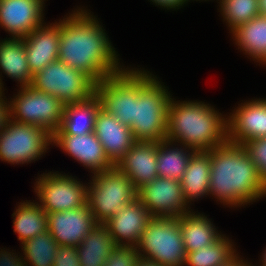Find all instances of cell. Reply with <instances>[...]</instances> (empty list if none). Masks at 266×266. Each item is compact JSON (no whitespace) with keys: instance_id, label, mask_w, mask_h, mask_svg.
I'll list each match as a JSON object with an SVG mask.
<instances>
[{"instance_id":"27","label":"cell","mask_w":266,"mask_h":266,"mask_svg":"<svg viewBox=\"0 0 266 266\" xmlns=\"http://www.w3.org/2000/svg\"><path fill=\"white\" fill-rule=\"evenodd\" d=\"M235 44L252 60L266 64V17L259 15L232 31Z\"/></svg>"},{"instance_id":"9","label":"cell","mask_w":266,"mask_h":266,"mask_svg":"<svg viewBox=\"0 0 266 266\" xmlns=\"http://www.w3.org/2000/svg\"><path fill=\"white\" fill-rule=\"evenodd\" d=\"M52 144V134L44 127L7 120L0 132V160L24 164L40 159Z\"/></svg>"},{"instance_id":"30","label":"cell","mask_w":266,"mask_h":266,"mask_svg":"<svg viewBox=\"0 0 266 266\" xmlns=\"http://www.w3.org/2000/svg\"><path fill=\"white\" fill-rule=\"evenodd\" d=\"M233 242L221 235L215 242L202 249L186 253L185 266H225L238 254ZM234 247V248H233Z\"/></svg>"},{"instance_id":"39","label":"cell","mask_w":266,"mask_h":266,"mask_svg":"<svg viewBox=\"0 0 266 266\" xmlns=\"http://www.w3.org/2000/svg\"><path fill=\"white\" fill-rule=\"evenodd\" d=\"M259 13L266 17V0H258Z\"/></svg>"},{"instance_id":"16","label":"cell","mask_w":266,"mask_h":266,"mask_svg":"<svg viewBox=\"0 0 266 266\" xmlns=\"http://www.w3.org/2000/svg\"><path fill=\"white\" fill-rule=\"evenodd\" d=\"M52 143L85 168L91 169L93 174L114 167L94 132L84 135L52 134Z\"/></svg>"},{"instance_id":"23","label":"cell","mask_w":266,"mask_h":266,"mask_svg":"<svg viewBox=\"0 0 266 266\" xmlns=\"http://www.w3.org/2000/svg\"><path fill=\"white\" fill-rule=\"evenodd\" d=\"M100 108L101 103L96 95L84 102L66 104L62 124L53 134L84 135L93 133Z\"/></svg>"},{"instance_id":"20","label":"cell","mask_w":266,"mask_h":266,"mask_svg":"<svg viewBox=\"0 0 266 266\" xmlns=\"http://www.w3.org/2000/svg\"><path fill=\"white\" fill-rule=\"evenodd\" d=\"M158 142L136 141L115 165L138 189L158 177Z\"/></svg>"},{"instance_id":"37","label":"cell","mask_w":266,"mask_h":266,"mask_svg":"<svg viewBox=\"0 0 266 266\" xmlns=\"http://www.w3.org/2000/svg\"><path fill=\"white\" fill-rule=\"evenodd\" d=\"M135 266H164L159 263H156L152 259L144 258L142 256H139V259L137 260Z\"/></svg>"},{"instance_id":"32","label":"cell","mask_w":266,"mask_h":266,"mask_svg":"<svg viewBox=\"0 0 266 266\" xmlns=\"http://www.w3.org/2000/svg\"><path fill=\"white\" fill-rule=\"evenodd\" d=\"M243 146L266 183V137L245 142Z\"/></svg>"},{"instance_id":"18","label":"cell","mask_w":266,"mask_h":266,"mask_svg":"<svg viewBox=\"0 0 266 266\" xmlns=\"http://www.w3.org/2000/svg\"><path fill=\"white\" fill-rule=\"evenodd\" d=\"M94 133L103 146L109 161L115 166L136 142L129 126L100 108Z\"/></svg>"},{"instance_id":"25","label":"cell","mask_w":266,"mask_h":266,"mask_svg":"<svg viewBox=\"0 0 266 266\" xmlns=\"http://www.w3.org/2000/svg\"><path fill=\"white\" fill-rule=\"evenodd\" d=\"M178 220L186 253L202 249L222 235L221 232L216 231L213 223L204 214H195V211H189L178 217Z\"/></svg>"},{"instance_id":"26","label":"cell","mask_w":266,"mask_h":266,"mask_svg":"<svg viewBox=\"0 0 266 266\" xmlns=\"http://www.w3.org/2000/svg\"><path fill=\"white\" fill-rule=\"evenodd\" d=\"M115 247L107 226L97 223L77 246L81 266H104Z\"/></svg>"},{"instance_id":"42","label":"cell","mask_w":266,"mask_h":266,"mask_svg":"<svg viewBox=\"0 0 266 266\" xmlns=\"http://www.w3.org/2000/svg\"><path fill=\"white\" fill-rule=\"evenodd\" d=\"M244 266H254V265L250 264V262L249 263L247 262Z\"/></svg>"},{"instance_id":"41","label":"cell","mask_w":266,"mask_h":266,"mask_svg":"<svg viewBox=\"0 0 266 266\" xmlns=\"http://www.w3.org/2000/svg\"><path fill=\"white\" fill-rule=\"evenodd\" d=\"M262 256H263L262 259H261L262 260L261 261L262 262L261 263L262 265H260V266H266V250L264 251V253L262 254Z\"/></svg>"},{"instance_id":"14","label":"cell","mask_w":266,"mask_h":266,"mask_svg":"<svg viewBox=\"0 0 266 266\" xmlns=\"http://www.w3.org/2000/svg\"><path fill=\"white\" fill-rule=\"evenodd\" d=\"M48 231L59 245L79 246L87 234L97 225L89 206L62 212H50Z\"/></svg>"},{"instance_id":"38","label":"cell","mask_w":266,"mask_h":266,"mask_svg":"<svg viewBox=\"0 0 266 266\" xmlns=\"http://www.w3.org/2000/svg\"><path fill=\"white\" fill-rule=\"evenodd\" d=\"M248 261L246 260H242V258L240 259L239 255L233 260L231 261L229 264L225 265V266H244Z\"/></svg>"},{"instance_id":"13","label":"cell","mask_w":266,"mask_h":266,"mask_svg":"<svg viewBox=\"0 0 266 266\" xmlns=\"http://www.w3.org/2000/svg\"><path fill=\"white\" fill-rule=\"evenodd\" d=\"M227 117V140L243 145L266 137V99H255L238 104Z\"/></svg>"},{"instance_id":"17","label":"cell","mask_w":266,"mask_h":266,"mask_svg":"<svg viewBox=\"0 0 266 266\" xmlns=\"http://www.w3.org/2000/svg\"><path fill=\"white\" fill-rule=\"evenodd\" d=\"M151 217L145 206L136 199L123 206L104 224L116 246H136Z\"/></svg>"},{"instance_id":"5","label":"cell","mask_w":266,"mask_h":266,"mask_svg":"<svg viewBox=\"0 0 266 266\" xmlns=\"http://www.w3.org/2000/svg\"><path fill=\"white\" fill-rule=\"evenodd\" d=\"M89 183L87 205L98 223H105L123 206L137 199L138 189L116 166L94 173Z\"/></svg>"},{"instance_id":"22","label":"cell","mask_w":266,"mask_h":266,"mask_svg":"<svg viewBox=\"0 0 266 266\" xmlns=\"http://www.w3.org/2000/svg\"><path fill=\"white\" fill-rule=\"evenodd\" d=\"M0 69L8 77L19 81L20 87L32 84L33 74L28 66L23 38H6L0 42ZM0 89L4 91L1 77Z\"/></svg>"},{"instance_id":"28","label":"cell","mask_w":266,"mask_h":266,"mask_svg":"<svg viewBox=\"0 0 266 266\" xmlns=\"http://www.w3.org/2000/svg\"><path fill=\"white\" fill-rule=\"evenodd\" d=\"M21 204V205H20ZM13 213L14 232L18 234L21 244L38 234L48 231V216L38 202H20Z\"/></svg>"},{"instance_id":"4","label":"cell","mask_w":266,"mask_h":266,"mask_svg":"<svg viewBox=\"0 0 266 266\" xmlns=\"http://www.w3.org/2000/svg\"><path fill=\"white\" fill-rule=\"evenodd\" d=\"M170 93L156 76L139 70V92L135 101L134 123L130 127L135 141L166 140Z\"/></svg>"},{"instance_id":"33","label":"cell","mask_w":266,"mask_h":266,"mask_svg":"<svg viewBox=\"0 0 266 266\" xmlns=\"http://www.w3.org/2000/svg\"><path fill=\"white\" fill-rule=\"evenodd\" d=\"M139 259L136 246H116L104 266H135Z\"/></svg>"},{"instance_id":"24","label":"cell","mask_w":266,"mask_h":266,"mask_svg":"<svg viewBox=\"0 0 266 266\" xmlns=\"http://www.w3.org/2000/svg\"><path fill=\"white\" fill-rule=\"evenodd\" d=\"M210 154L208 151H195L187 164L184 175L180 179L183 196L187 204L191 200L209 194Z\"/></svg>"},{"instance_id":"31","label":"cell","mask_w":266,"mask_h":266,"mask_svg":"<svg viewBox=\"0 0 266 266\" xmlns=\"http://www.w3.org/2000/svg\"><path fill=\"white\" fill-rule=\"evenodd\" d=\"M218 1V0H217ZM220 13L232 32L260 15L258 0H219Z\"/></svg>"},{"instance_id":"40","label":"cell","mask_w":266,"mask_h":266,"mask_svg":"<svg viewBox=\"0 0 266 266\" xmlns=\"http://www.w3.org/2000/svg\"><path fill=\"white\" fill-rule=\"evenodd\" d=\"M0 266H14L7 258L0 260Z\"/></svg>"},{"instance_id":"21","label":"cell","mask_w":266,"mask_h":266,"mask_svg":"<svg viewBox=\"0 0 266 266\" xmlns=\"http://www.w3.org/2000/svg\"><path fill=\"white\" fill-rule=\"evenodd\" d=\"M22 245L24 258L1 249L0 260L7 258L14 266H53L59 244L49 231L24 241Z\"/></svg>"},{"instance_id":"7","label":"cell","mask_w":266,"mask_h":266,"mask_svg":"<svg viewBox=\"0 0 266 266\" xmlns=\"http://www.w3.org/2000/svg\"><path fill=\"white\" fill-rule=\"evenodd\" d=\"M96 84L89 75L57 60L36 72L30 86L53 95L66 105L92 98L96 94Z\"/></svg>"},{"instance_id":"12","label":"cell","mask_w":266,"mask_h":266,"mask_svg":"<svg viewBox=\"0 0 266 266\" xmlns=\"http://www.w3.org/2000/svg\"><path fill=\"white\" fill-rule=\"evenodd\" d=\"M137 199L152 217H180L191 211L179 180L157 177L138 188Z\"/></svg>"},{"instance_id":"36","label":"cell","mask_w":266,"mask_h":266,"mask_svg":"<svg viewBox=\"0 0 266 266\" xmlns=\"http://www.w3.org/2000/svg\"><path fill=\"white\" fill-rule=\"evenodd\" d=\"M156 4V6L164 7L165 9H179V7L183 6L186 3V0H150Z\"/></svg>"},{"instance_id":"10","label":"cell","mask_w":266,"mask_h":266,"mask_svg":"<svg viewBox=\"0 0 266 266\" xmlns=\"http://www.w3.org/2000/svg\"><path fill=\"white\" fill-rule=\"evenodd\" d=\"M139 92V70L125 68L96 84L101 108L129 127L134 123L135 101Z\"/></svg>"},{"instance_id":"15","label":"cell","mask_w":266,"mask_h":266,"mask_svg":"<svg viewBox=\"0 0 266 266\" xmlns=\"http://www.w3.org/2000/svg\"><path fill=\"white\" fill-rule=\"evenodd\" d=\"M45 0H0V26L12 38H23L43 22Z\"/></svg>"},{"instance_id":"35","label":"cell","mask_w":266,"mask_h":266,"mask_svg":"<svg viewBox=\"0 0 266 266\" xmlns=\"http://www.w3.org/2000/svg\"><path fill=\"white\" fill-rule=\"evenodd\" d=\"M3 94V90H0V132L4 129L7 120L9 119V101H7Z\"/></svg>"},{"instance_id":"8","label":"cell","mask_w":266,"mask_h":266,"mask_svg":"<svg viewBox=\"0 0 266 266\" xmlns=\"http://www.w3.org/2000/svg\"><path fill=\"white\" fill-rule=\"evenodd\" d=\"M17 93L8 102L11 120L44 127L51 134L60 128L65 106L61 100L51 94L35 90L30 85L20 87Z\"/></svg>"},{"instance_id":"11","label":"cell","mask_w":266,"mask_h":266,"mask_svg":"<svg viewBox=\"0 0 266 266\" xmlns=\"http://www.w3.org/2000/svg\"><path fill=\"white\" fill-rule=\"evenodd\" d=\"M34 187L46 213L81 208L87 204V185L64 173H43ZM42 176V177H41Z\"/></svg>"},{"instance_id":"3","label":"cell","mask_w":266,"mask_h":266,"mask_svg":"<svg viewBox=\"0 0 266 266\" xmlns=\"http://www.w3.org/2000/svg\"><path fill=\"white\" fill-rule=\"evenodd\" d=\"M168 107L166 140L193 151H209L227 140V118L210 104L174 101Z\"/></svg>"},{"instance_id":"1","label":"cell","mask_w":266,"mask_h":266,"mask_svg":"<svg viewBox=\"0 0 266 266\" xmlns=\"http://www.w3.org/2000/svg\"><path fill=\"white\" fill-rule=\"evenodd\" d=\"M102 27L84 8L60 19L58 60L97 83L125 69Z\"/></svg>"},{"instance_id":"19","label":"cell","mask_w":266,"mask_h":266,"mask_svg":"<svg viewBox=\"0 0 266 266\" xmlns=\"http://www.w3.org/2000/svg\"><path fill=\"white\" fill-rule=\"evenodd\" d=\"M45 24L42 23L29 35L23 37L28 66L33 75L58 60L60 21L47 26Z\"/></svg>"},{"instance_id":"2","label":"cell","mask_w":266,"mask_h":266,"mask_svg":"<svg viewBox=\"0 0 266 266\" xmlns=\"http://www.w3.org/2000/svg\"><path fill=\"white\" fill-rule=\"evenodd\" d=\"M210 154L209 195L228 207H240L266 196V183L245 147L227 141Z\"/></svg>"},{"instance_id":"6","label":"cell","mask_w":266,"mask_h":266,"mask_svg":"<svg viewBox=\"0 0 266 266\" xmlns=\"http://www.w3.org/2000/svg\"><path fill=\"white\" fill-rule=\"evenodd\" d=\"M136 247L139 256L164 266H184L186 261L178 217H151Z\"/></svg>"},{"instance_id":"34","label":"cell","mask_w":266,"mask_h":266,"mask_svg":"<svg viewBox=\"0 0 266 266\" xmlns=\"http://www.w3.org/2000/svg\"><path fill=\"white\" fill-rule=\"evenodd\" d=\"M53 266H81L77 247L59 245Z\"/></svg>"},{"instance_id":"29","label":"cell","mask_w":266,"mask_h":266,"mask_svg":"<svg viewBox=\"0 0 266 266\" xmlns=\"http://www.w3.org/2000/svg\"><path fill=\"white\" fill-rule=\"evenodd\" d=\"M174 146H176V144L174 142H170L169 140L158 142V151L156 156L158 177H165L180 181L187 168L189 159L195 151L184 145L181 146L183 148Z\"/></svg>"}]
</instances>
